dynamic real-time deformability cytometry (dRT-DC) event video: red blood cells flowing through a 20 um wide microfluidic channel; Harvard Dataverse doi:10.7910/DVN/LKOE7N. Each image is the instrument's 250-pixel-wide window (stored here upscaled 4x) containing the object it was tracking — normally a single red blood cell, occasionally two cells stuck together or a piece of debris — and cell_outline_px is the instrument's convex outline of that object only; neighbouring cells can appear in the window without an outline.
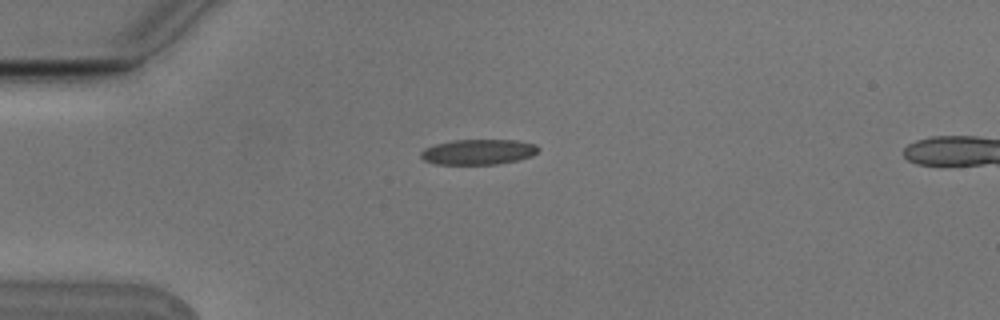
{"species": "Egyptian fruit bat (a non-hibernating species)", "species_latin": "Rousettus aegyptiacus", "temperature_condition": "cold", "stored_images_in_passage": 5, "camera_frame_rate_fps": 3000, "um_per_image_px": 0.085, "animal": {"sex": "male"}, "frame": {"image": 1, "passage_image": 2, "time_ms": 0.333, "image_size_px": [1000, 320], "cell_outline_px": [[540, 148], [532, 156], [520, 160], [496, 164], [436, 164], [424, 160], [420, 156], [420, 152], [424, 148], [436, 144], [452, 140], [516, 140], [536, 144]], "centroid_in_image_um": [40.66, 12.91], "position_along_channel_um": 44.3, "area_um2": 17.4}}
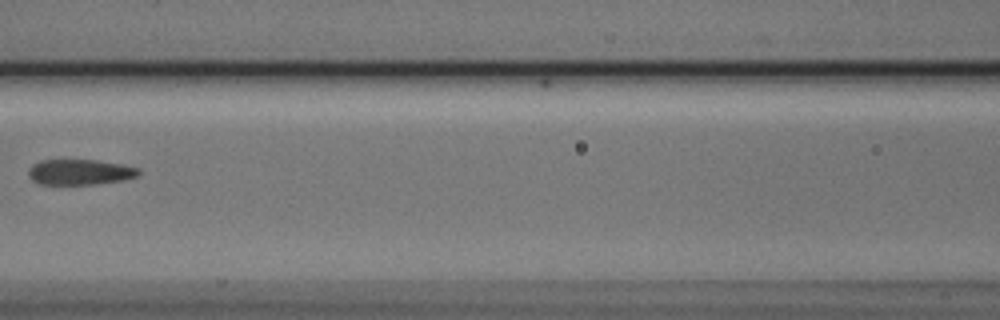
{"frame": {"image": 2, "passage_image": 5, "time_ms": 1.333, "image_size_px": [1000, 320], "cell_outline_px": [[140, 172], [136, 176], [124, 180], [92, 184], [40, 184], [32, 180], [28, 176], [28, 168], [32, 164], [40, 160], [96, 160], [124, 164], [140, 168]], "centroid_in_image_um": [6.78, 14.61], "position_along_channel_um": 159.8, "area_um2": 16.47}}